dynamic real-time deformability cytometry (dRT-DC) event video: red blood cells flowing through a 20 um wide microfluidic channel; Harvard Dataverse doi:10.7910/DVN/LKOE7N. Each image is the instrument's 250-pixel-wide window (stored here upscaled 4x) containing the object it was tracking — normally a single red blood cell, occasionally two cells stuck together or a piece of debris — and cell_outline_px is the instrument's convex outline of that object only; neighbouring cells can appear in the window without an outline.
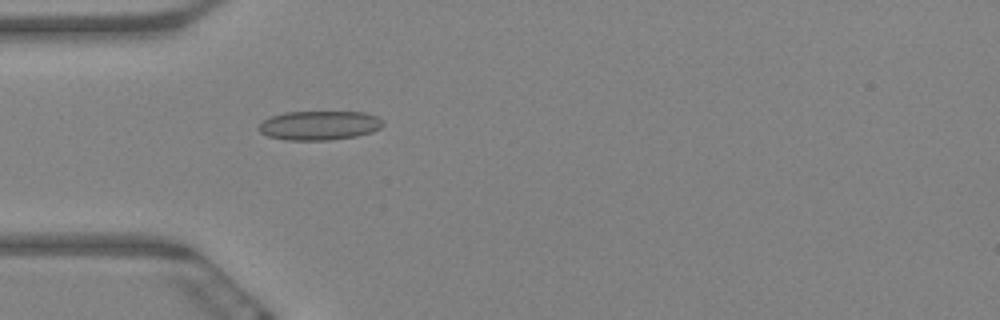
{"species": "Egyptian fruit bat (a non-hibernating species)", "species_latin": "Rousettus aegyptiacus", "temperature_condition": "warm", "stored_images_in_passage": 23, "camera_frame_rate_fps": 3000, "um_per_image_px": 0.085, "animal": {"sex": "female"}, "frame": {"image": 1, "passage_image": 3, "time_ms": 0.667, "image_size_px": [1000, 320], "cell_outline_px": [[384, 124], [380, 128], [372, 132], [356, 136], [328, 140], [288, 140], [268, 136], [260, 132], [256, 128], [264, 120], [272, 116], [284, 112], [364, 112], [376, 116]], "centroid_in_image_um": [27.13, 10.66], "position_along_channel_um": 57.9, "area_um2": 21.04}}
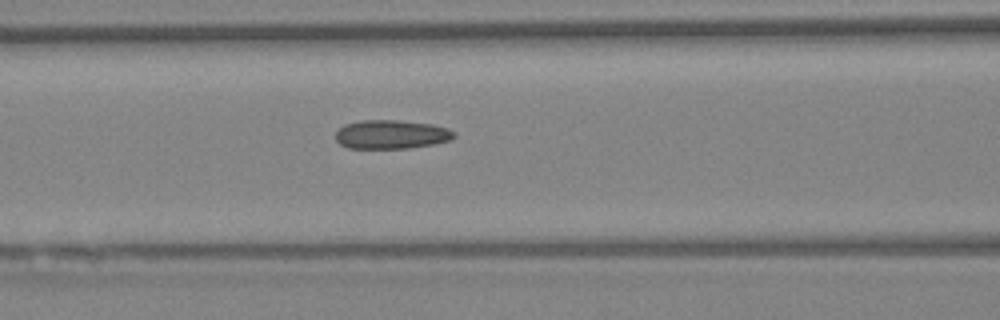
{"frame": {"image": 2, "passage_image": 10, "time_ms": 3.0, "image_size_px": [1000, 320], "cell_outline_px": [[456, 136], [452, 140], [432, 144], [408, 148], [348, 148], [340, 144], [336, 140], [336, 132], [344, 124], [360, 120], [396, 120], [432, 124], [448, 128], [456, 132]], "centroid_in_image_um": [33.28, 11.42], "position_along_channel_um": 133.3, "area_um2": 20.0}}
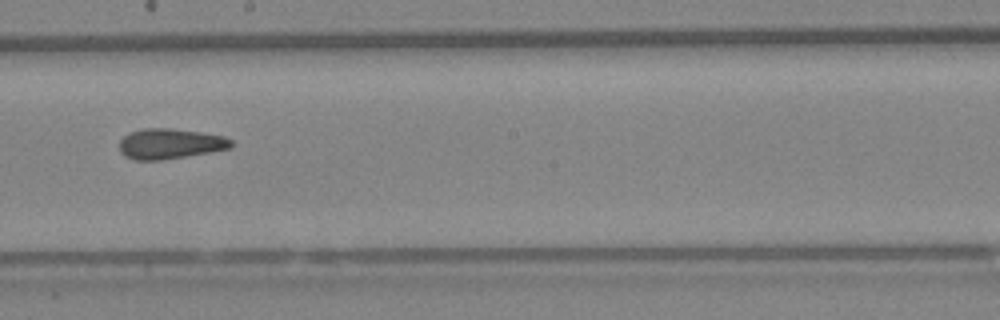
{"frame": {"image": 3, "passage_image": 19, "time_ms": 6.0, "image_size_px": [1000, 320], "cell_outline_px": [[232, 148], [160, 160], [136, 160], [124, 156], [120, 152], [120, 140], [124, 136], [132, 132], [144, 128], [168, 128], [200, 132], [224, 136], [232, 140]], "centroid_in_image_um": [14.45, 12.22], "position_along_channel_um": 233.8, "area_um2": 19.54}}